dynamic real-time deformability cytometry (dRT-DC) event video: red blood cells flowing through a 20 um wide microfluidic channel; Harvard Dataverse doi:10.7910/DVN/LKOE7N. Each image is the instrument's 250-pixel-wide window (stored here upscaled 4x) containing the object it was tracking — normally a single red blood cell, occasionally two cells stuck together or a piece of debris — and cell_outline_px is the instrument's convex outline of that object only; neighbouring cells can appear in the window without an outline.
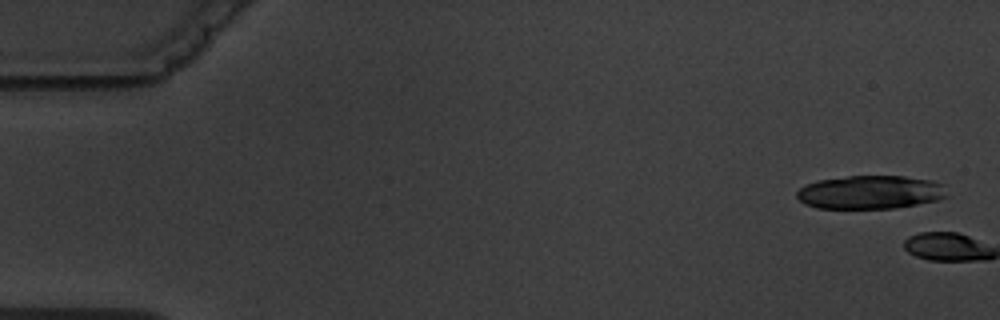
{"species": "common noctule bat (a hibernating species)", "species_latin": "Nyctalus noctula", "temperature_condition": "warm", "stored_images_in_passage": 5, "camera_frame_rate_fps": 3000, "um_per_image_px": 0.085, "animal": {"sex": "male", "body_mass_g": 19.5, "forearm_length_mm": 54.6}, "frame": {"image": 1, "passage_image": 1, "time_ms": 0.0, "image_size_px": [1000, 320], "cell_outline_px": [[952, 196], [940, 200], [896, 208], [816, 208], [804, 204], [796, 196], [796, 192], [804, 184], [816, 180], [848, 176], [904, 176], [932, 180], [944, 184]], "centroid_in_image_um": [74.04, 16.34], "position_along_channel_um": 11.0, "area_um2": 29.88}}
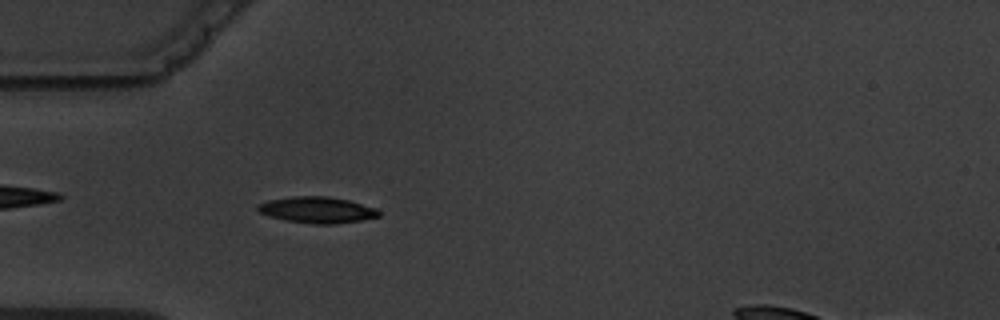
{"frame": {"image": 2, "passage_image": 5, "time_ms": 6.0, "image_size_px": [1000, 320], "cell_outline_px": [[380, 216], [360, 220], [336, 224], [316, 224], [284, 220], [260, 212], [256, 208], [256, 204], [268, 200], [292, 196], [328, 196], [348, 200], [376, 208], [380, 212]], "centroid_in_image_um": [26.95, 17.83], "position_along_channel_um": 58.1, "area_um2": 18.44}}